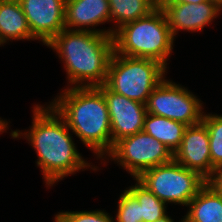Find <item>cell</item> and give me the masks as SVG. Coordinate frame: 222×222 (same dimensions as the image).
I'll return each mask as SVG.
<instances>
[{"instance_id":"6da1fadb","label":"cell","mask_w":222,"mask_h":222,"mask_svg":"<svg viewBox=\"0 0 222 222\" xmlns=\"http://www.w3.org/2000/svg\"><path fill=\"white\" fill-rule=\"evenodd\" d=\"M32 114V125L28 130H11L9 133L13 139L24 137L33 147L46 188L89 167L92 171L99 170L79 153L72 132L50 104L33 105Z\"/></svg>"},{"instance_id":"7a4b0ae2","label":"cell","mask_w":222,"mask_h":222,"mask_svg":"<svg viewBox=\"0 0 222 222\" xmlns=\"http://www.w3.org/2000/svg\"><path fill=\"white\" fill-rule=\"evenodd\" d=\"M64 88L49 103L102 164L111 151L110 116L103 93L97 87Z\"/></svg>"},{"instance_id":"3957f363","label":"cell","mask_w":222,"mask_h":222,"mask_svg":"<svg viewBox=\"0 0 222 222\" xmlns=\"http://www.w3.org/2000/svg\"><path fill=\"white\" fill-rule=\"evenodd\" d=\"M46 46L63 61L67 88L97 87L105 83L114 53L111 35L63 29Z\"/></svg>"},{"instance_id":"277c9868","label":"cell","mask_w":222,"mask_h":222,"mask_svg":"<svg viewBox=\"0 0 222 222\" xmlns=\"http://www.w3.org/2000/svg\"><path fill=\"white\" fill-rule=\"evenodd\" d=\"M114 52L159 61L167 69L174 39L167 17L158 5L147 16L118 28L113 33Z\"/></svg>"},{"instance_id":"5b68a950","label":"cell","mask_w":222,"mask_h":222,"mask_svg":"<svg viewBox=\"0 0 222 222\" xmlns=\"http://www.w3.org/2000/svg\"><path fill=\"white\" fill-rule=\"evenodd\" d=\"M159 61L113 53L104 85L111 91L146 104L151 92L166 78Z\"/></svg>"},{"instance_id":"8992f818","label":"cell","mask_w":222,"mask_h":222,"mask_svg":"<svg viewBox=\"0 0 222 222\" xmlns=\"http://www.w3.org/2000/svg\"><path fill=\"white\" fill-rule=\"evenodd\" d=\"M136 179L167 205L173 203L186 207L207 183L198 172L175 160L145 170Z\"/></svg>"},{"instance_id":"52a82bcc","label":"cell","mask_w":222,"mask_h":222,"mask_svg":"<svg viewBox=\"0 0 222 222\" xmlns=\"http://www.w3.org/2000/svg\"><path fill=\"white\" fill-rule=\"evenodd\" d=\"M109 159L120 165L134 179L145 170L171 162L173 154L163 143L140 131L115 142L111 151L103 158V166Z\"/></svg>"},{"instance_id":"ba28073f","label":"cell","mask_w":222,"mask_h":222,"mask_svg":"<svg viewBox=\"0 0 222 222\" xmlns=\"http://www.w3.org/2000/svg\"><path fill=\"white\" fill-rule=\"evenodd\" d=\"M147 113L182 122L187 126L202 122L203 102L193 92L172 80L163 79L145 104Z\"/></svg>"},{"instance_id":"9c48e42d","label":"cell","mask_w":222,"mask_h":222,"mask_svg":"<svg viewBox=\"0 0 222 222\" xmlns=\"http://www.w3.org/2000/svg\"><path fill=\"white\" fill-rule=\"evenodd\" d=\"M106 100L111 125V149L121 138L143 131L147 114L145 104L109 90L104 84L97 86Z\"/></svg>"},{"instance_id":"30bf717a","label":"cell","mask_w":222,"mask_h":222,"mask_svg":"<svg viewBox=\"0 0 222 222\" xmlns=\"http://www.w3.org/2000/svg\"><path fill=\"white\" fill-rule=\"evenodd\" d=\"M66 0H22L20 5L26 16L32 36L47 45L65 29Z\"/></svg>"},{"instance_id":"8fae6325","label":"cell","mask_w":222,"mask_h":222,"mask_svg":"<svg viewBox=\"0 0 222 222\" xmlns=\"http://www.w3.org/2000/svg\"><path fill=\"white\" fill-rule=\"evenodd\" d=\"M173 160L198 172L206 180L212 176L214 168L211 165L209 134L203 122L186 127Z\"/></svg>"},{"instance_id":"7c38bea8","label":"cell","mask_w":222,"mask_h":222,"mask_svg":"<svg viewBox=\"0 0 222 222\" xmlns=\"http://www.w3.org/2000/svg\"><path fill=\"white\" fill-rule=\"evenodd\" d=\"M163 9L171 33L175 39L179 31H202L206 25L212 24L220 14L221 3L210 0L202 3L159 4Z\"/></svg>"},{"instance_id":"4fadbf2b","label":"cell","mask_w":222,"mask_h":222,"mask_svg":"<svg viewBox=\"0 0 222 222\" xmlns=\"http://www.w3.org/2000/svg\"><path fill=\"white\" fill-rule=\"evenodd\" d=\"M111 22L109 0H66L65 29L111 35V28L97 29Z\"/></svg>"},{"instance_id":"5bb4252c","label":"cell","mask_w":222,"mask_h":222,"mask_svg":"<svg viewBox=\"0 0 222 222\" xmlns=\"http://www.w3.org/2000/svg\"><path fill=\"white\" fill-rule=\"evenodd\" d=\"M13 40L36 39L31 34L20 3L0 0V46Z\"/></svg>"},{"instance_id":"9a60e30c","label":"cell","mask_w":222,"mask_h":222,"mask_svg":"<svg viewBox=\"0 0 222 222\" xmlns=\"http://www.w3.org/2000/svg\"><path fill=\"white\" fill-rule=\"evenodd\" d=\"M189 222H222V196L206 183L187 206Z\"/></svg>"},{"instance_id":"2e32d148","label":"cell","mask_w":222,"mask_h":222,"mask_svg":"<svg viewBox=\"0 0 222 222\" xmlns=\"http://www.w3.org/2000/svg\"><path fill=\"white\" fill-rule=\"evenodd\" d=\"M186 127L182 122L147 113L143 131L163 143L174 154L182 142Z\"/></svg>"},{"instance_id":"e0dca14e","label":"cell","mask_w":222,"mask_h":222,"mask_svg":"<svg viewBox=\"0 0 222 222\" xmlns=\"http://www.w3.org/2000/svg\"><path fill=\"white\" fill-rule=\"evenodd\" d=\"M111 36L123 25L147 16L158 4L154 0H109Z\"/></svg>"},{"instance_id":"ac0fdd59","label":"cell","mask_w":222,"mask_h":222,"mask_svg":"<svg viewBox=\"0 0 222 222\" xmlns=\"http://www.w3.org/2000/svg\"><path fill=\"white\" fill-rule=\"evenodd\" d=\"M135 185L126 188L140 203L143 222H156L167 214V204L142 185L136 178Z\"/></svg>"},{"instance_id":"d6986e66","label":"cell","mask_w":222,"mask_h":222,"mask_svg":"<svg viewBox=\"0 0 222 222\" xmlns=\"http://www.w3.org/2000/svg\"><path fill=\"white\" fill-rule=\"evenodd\" d=\"M202 122L208 129L211 165L215 169L222 166V115L204 112Z\"/></svg>"},{"instance_id":"ffe728a7","label":"cell","mask_w":222,"mask_h":222,"mask_svg":"<svg viewBox=\"0 0 222 222\" xmlns=\"http://www.w3.org/2000/svg\"><path fill=\"white\" fill-rule=\"evenodd\" d=\"M122 192L117 202L115 222H143L138 200L127 189Z\"/></svg>"},{"instance_id":"44dd1931","label":"cell","mask_w":222,"mask_h":222,"mask_svg":"<svg viewBox=\"0 0 222 222\" xmlns=\"http://www.w3.org/2000/svg\"><path fill=\"white\" fill-rule=\"evenodd\" d=\"M53 222H115V218L106 210L64 211L54 215Z\"/></svg>"},{"instance_id":"7402d4cb","label":"cell","mask_w":222,"mask_h":222,"mask_svg":"<svg viewBox=\"0 0 222 222\" xmlns=\"http://www.w3.org/2000/svg\"><path fill=\"white\" fill-rule=\"evenodd\" d=\"M221 196H222V166L214 169L212 176L207 180Z\"/></svg>"},{"instance_id":"603a6c76","label":"cell","mask_w":222,"mask_h":222,"mask_svg":"<svg viewBox=\"0 0 222 222\" xmlns=\"http://www.w3.org/2000/svg\"><path fill=\"white\" fill-rule=\"evenodd\" d=\"M210 0H163L160 4L202 3Z\"/></svg>"},{"instance_id":"cb8c5ba5","label":"cell","mask_w":222,"mask_h":222,"mask_svg":"<svg viewBox=\"0 0 222 222\" xmlns=\"http://www.w3.org/2000/svg\"><path fill=\"white\" fill-rule=\"evenodd\" d=\"M8 121L5 119L0 118V134H3L6 130L9 129Z\"/></svg>"},{"instance_id":"d4e9b609","label":"cell","mask_w":222,"mask_h":222,"mask_svg":"<svg viewBox=\"0 0 222 222\" xmlns=\"http://www.w3.org/2000/svg\"><path fill=\"white\" fill-rule=\"evenodd\" d=\"M156 222H174V219L168 216V213H167L164 217L160 218Z\"/></svg>"},{"instance_id":"484cf974","label":"cell","mask_w":222,"mask_h":222,"mask_svg":"<svg viewBox=\"0 0 222 222\" xmlns=\"http://www.w3.org/2000/svg\"><path fill=\"white\" fill-rule=\"evenodd\" d=\"M179 222H189L184 216H182L181 221L179 220Z\"/></svg>"},{"instance_id":"4316f807","label":"cell","mask_w":222,"mask_h":222,"mask_svg":"<svg viewBox=\"0 0 222 222\" xmlns=\"http://www.w3.org/2000/svg\"><path fill=\"white\" fill-rule=\"evenodd\" d=\"M158 5L163 1V0H154Z\"/></svg>"},{"instance_id":"83f0119b","label":"cell","mask_w":222,"mask_h":222,"mask_svg":"<svg viewBox=\"0 0 222 222\" xmlns=\"http://www.w3.org/2000/svg\"><path fill=\"white\" fill-rule=\"evenodd\" d=\"M10 1H15V2H19L20 3L22 0H10Z\"/></svg>"}]
</instances>
